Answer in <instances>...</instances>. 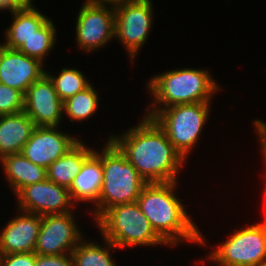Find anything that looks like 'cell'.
Returning <instances> with one entry per match:
<instances>
[{"label":"cell","instance_id":"cell-2","mask_svg":"<svg viewBox=\"0 0 266 266\" xmlns=\"http://www.w3.org/2000/svg\"><path fill=\"white\" fill-rule=\"evenodd\" d=\"M177 181L147 183L141 190L137 204L155 232L168 244L180 242L207 245L205 236L192 220L180 198L176 196ZM175 191V192H174Z\"/></svg>","mask_w":266,"mask_h":266},{"label":"cell","instance_id":"cell-22","mask_svg":"<svg viewBox=\"0 0 266 266\" xmlns=\"http://www.w3.org/2000/svg\"><path fill=\"white\" fill-rule=\"evenodd\" d=\"M99 102V94L92 83L83 91L63 101L64 116L70 122L83 121L90 118L96 112Z\"/></svg>","mask_w":266,"mask_h":266},{"label":"cell","instance_id":"cell-6","mask_svg":"<svg viewBox=\"0 0 266 266\" xmlns=\"http://www.w3.org/2000/svg\"><path fill=\"white\" fill-rule=\"evenodd\" d=\"M211 102L172 105L159 110L152 118L164 130L174 148L186 160L197 145Z\"/></svg>","mask_w":266,"mask_h":266},{"label":"cell","instance_id":"cell-21","mask_svg":"<svg viewBox=\"0 0 266 266\" xmlns=\"http://www.w3.org/2000/svg\"><path fill=\"white\" fill-rule=\"evenodd\" d=\"M103 240L104 244L100 246L83 237L71 252L74 266H117L110 251L118 248L106 238Z\"/></svg>","mask_w":266,"mask_h":266},{"label":"cell","instance_id":"cell-23","mask_svg":"<svg viewBox=\"0 0 266 266\" xmlns=\"http://www.w3.org/2000/svg\"><path fill=\"white\" fill-rule=\"evenodd\" d=\"M56 26L49 19L35 34L26 41L18 50L23 54L35 58L42 63L51 49L56 44Z\"/></svg>","mask_w":266,"mask_h":266},{"label":"cell","instance_id":"cell-18","mask_svg":"<svg viewBox=\"0 0 266 266\" xmlns=\"http://www.w3.org/2000/svg\"><path fill=\"white\" fill-rule=\"evenodd\" d=\"M0 162L14 195L25 186L47 179V169L34 164L22 153L3 156Z\"/></svg>","mask_w":266,"mask_h":266},{"label":"cell","instance_id":"cell-1","mask_svg":"<svg viewBox=\"0 0 266 266\" xmlns=\"http://www.w3.org/2000/svg\"><path fill=\"white\" fill-rule=\"evenodd\" d=\"M108 137L147 183L178 182L186 161L153 118L145 115L137 126Z\"/></svg>","mask_w":266,"mask_h":266},{"label":"cell","instance_id":"cell-29","mask_svg":"<svg viewBox=\"0 0 266 266\" xmlns=\"http://www.w3.org/2000/svg\"><path fill=\"white\" fill-rule=\"evenodd\" d=\"M34 0H13L14 4L21 9H32L36 8L33 4Z\"/></svg>","mask_w":266,"mask_h":266},{"label":"cell","instance_id":"cell-26","mask_svg":"<svg viewBox=\"0 0 266 266\" xmlns=\"http://www.w3.org/2000/svg\"><path fill=\"white\" fill-rule=\"evenodd\" d=\"M35 263V252L0 255V266H35Z\"/></svg>","mask_w":266,"mask_h":266},{"label":"cell","instance_id":"cell-10","mask_svg":"<svg viewBox=\"0 0 266 266\" xmlns=\"http://www.w3.org/2000/svg\"><path fill=\"white\" fill-rule=\"evenodd\" d=\"M74 213L41 216V225L34 252L40 255L71 253L83 238Z\"/></svg>","mask_w":266,"mask_h":266},{"label":"cell","instance_id":"cell-13","mask_svg":"<svg viewBox=\"0 0 266 266\" xmlns=\"http://www.w3.org/2000/svg\"><path fill=\"white\" fill-rule=\"evenodd\" d=\"M58 129L36 127L21 153L34 164L47 169L80 140Z\"/></svg>","mask_w":266,"mask_h":266},{"label":"cell","instance_id":"cell-3","mask_svg":"<svg viewBox=\"0 0 266 266\" xmlns=\"http://www.w3.org/2000/svg\"><path fill=\"white\" fill-rule=\"evenodd\" d=\"M208 70L177 68L150 78L147 91L153 96L146 116L153 117L159 110L177 104L211 102L216 91L222 90Z\"/></svg>","mask_w":266,"mask_h":266},{"label":"cell","instance_id":"cell-27","mask_svg":"<svg viewBox=\"0 0 266 266\" xmlns=\"http://www.w3.org/2000/svg\"><path fill=\"white\" fill-rule=\"evenodd\" d=\"M35 266H74L71 253L60 255L36 254Z\"/></svg>","mask_w":266,"mask_h":266},{"label":"cell","instance_id":"cell-15","mask_svg":"<svg viewBox=\"0 0 266 266\" xmlns=\"http://www.w3.org/2000/svg\"><path fill=\"white\" fill-rule=\"evenodd\" d=\"M21 212V213H20ZM0 233V255L34 252L41 216L19 211ZM23 213V214H22Z\"/></svg>","mask_w":266,"mask_h":266},{"label":"cell","instance_id":"cell-16","mask_svg":"<svg viewBox=\"0 0 266 266\" xmlns=\"http://www.w3.org/2000/svg\"><path fill=\"white\" fill-rule=\"evenodd\" d=\"M103 182L101 150L94 152L84 161L81 171L76 175L69 189L73 203H93L92 214L97 219V201Z\"/></svg>","mask_w":266,"mask_h":266},{"label":"cell","instance_id":"cell-9","mask_svg":"<svg viewBox=\"0 0 266 266\" xmlns=\"http://www.w3.org/2000/svg\"><path fill=\"white\" fill-rule=\"evenodd\" d=\"M114 6L85 1L78 12L75 34L78 48L90 53L114 39Z\"/></svg>","mask_w":266,"mask_h":266},{"label":"cell","instance_id":"cell-19","mask_svg":"<svg viewBox=\"0 0 266 266\" xmlns=\"http://www.w3.org/2000/svg\"><path fill=\"white\" fill-rule=\"evenodd\" d=\"M81 141L82 139L47 168L48 180L70 189L84 161L94 152Z\"/></svg>","mask_w":266,"mask_h":266},{"label":"cell","instance_id":"cell-14","mask_svg":"<svg viewBox=\"0 0 266 266\" xmlns=\"http://www.w3.org/2000/svg\"><path fill=\"white\" fill-rule=\"evenodd\" d=\"M46 74L44 63L0 43V82L26 93L32 83Z\"/></svg>","mask_w":266,"mask_h":266},{"label":"cell","instance_id":"cell-8","mask_svg":"<svg viewBox=\"0 0 266 266\" xmlns=\"http://www.w3.org/2000/svg\"><path fill=\"white\" fill-rule=\"evenodd\" d=\"M151 1L130 0L114 6V37L125 47L131 63L146 43L154 22Z\"/></svg>","mask_w":266,"mask_h":266},{"label":"cell","instance_id":"cell-4","mask_svg":"<svg viewBox=\"0 0 266 266\" xmlns=\"http://www.w3.org/2000/svg\"><path fill=\"white\" fill-rule=\"evenodd\" d=\"M101 150L103 182L97 201V218L108 208L136 202L147 182L110 141Z\"/></svg>","mask_w":266,"mask_h":266},{"label":"cell","instance_id":"cell-30","mask_svg":"<svg viewBox=\"0 0 266 266\" xmlns=\"http://www.w3.org/2000/svg\"><path fill=\"white\" fill-rule=\"evenodd\" d=\"M85 1L90 2V3H95V4L116 6L118 4L130 1V0H85Z\"/></svg>","mask_w":266,"mask_h":266},{"label":"cell","instance_id":"cell-11","mask_svg":"<svg viewBox=\"0 0 266 266\" xmlns=\"http://www.w3.org/2000/svg\"><path fill=\"white\" fill-rule=\"evenodd\" d=\"M15 196L19 211L40 216L68 213L76 207L69 189L48 179L25 186Z\"/></svg>","mask_w":266,"mask_h":266},{"label":"cell","instance_id":"cell-7","mask_svg":"<svg viewBox=\"0 0 266 266\" xmlns=\"http://www.w3.org/2000/svg\"><path fill=\"white\" fill-rule=\"evenodd\" d=\"M208 255L207 260H212L217 266H257L266 263L265 222L235 229L225 242Z\"/></svg>","mask_w":266,"mask_h":266},{"label":"cell","instance_id":"cell-20","mask_svg":"<svg viewBox=\"0 0 266 266\" xmlns=\"http://www.w3.org/2000/svg\"><path fill=\"white\" fill-rule=\"evenodd\" d=\"M12 17L11 25L4 32L5 41L1 44L14 50H18L50 19L37 10V7L21 9Z\"/></svg>","mask_w":266,"mask_h":266},{"label":"cell","instance_id":"cell-17","mask_svg":"<svg viewBox=\"0 0 266 266\" xmlns=\"http://www.w3.org/2000/svg\"><path fill=\"white\" fill-rule=\"evenodd\" d=\"M35 128L34 121L24 111L0 116V159L21 153Z\"/></svg>","mask_w":266,"mask_h":266},{"label":"cell","instance_id":"cell-24","mask_svg":"<svg viewBox=\"0 0 266 266\" xmlns=\"http://www.w3.org/2000/svg\"><path fill=\"white\" fill-rule=\"evenodd\" d=\"M46 75L52 81L54 89L62 101L83 91L91 84L84 77L85 75L75 68H62L58 76H54L46 70Z\"/></svg>","mask_w":266,"mask_h":266},{"label":"cell","instance_id":"cell-5","mask_svg":"<svg viewBox=\"0 0 266 266\" xmlns=\"http://www.w3.org/2000/svg\"><path fill=\"white\" fill-rule=\"evenodd\" d=\"M95 222L102 238L118 249L168 245L152 228L137 202L114 205L106 209Z\"/></svg>","mask_w":266,"mask_h":266},{"label":"cell","instance_id":"cell-28","mask_svg":"<svg viewBox=\"0 0 266 266\" xmlns=\"http://www.w3.org/2000/svg\"><path fill=\"white\" fill-rule=\"evenodd\" d=\"M9 11L13 16L20 9L14 4L13 0H0V11Z\"/></svg>","mask_w":266,"mask_h":266},{"label":"cell","instance_id":"cell-12","mask_svg":"<svg viewBox=\"0 0 266 266\" xmlns=\"http://www.w3.org/2000/svg\"><path fill=\"white\" fill-rule=\"evenodd\" d=\"M36 127H59L64 115L63 101L45 74L30 85L24 94V110Z\"/></svg>","mask_w":266,"mask_h":266},{"label":"cell","instance_id":"cell-31","mask_svg":"<svg viewBox=\"0 0 266 266\" xmlns=\"http://www.w3.org/2000/svg\"><path fill=\"white\" fill-rule=\"evenodd\" d=\"M257 266H266V263H263V264H260V265H257Z\"/></svg>","mask_w":266,"mask_h":266},{"label":"cell","instance_id":"cell-25","mask_svg":"<svg viewBox=\"0 0 266 266\" xmlns=\"http://www.w3.org/2000/svg\"><path fill=\"white\" fill-rule=\"evenodd\" d=\"M23 110L24 94L0 82V116L16 114Z\"/></svg>","mask_w":266,"mask_h":266}]
</instances>
